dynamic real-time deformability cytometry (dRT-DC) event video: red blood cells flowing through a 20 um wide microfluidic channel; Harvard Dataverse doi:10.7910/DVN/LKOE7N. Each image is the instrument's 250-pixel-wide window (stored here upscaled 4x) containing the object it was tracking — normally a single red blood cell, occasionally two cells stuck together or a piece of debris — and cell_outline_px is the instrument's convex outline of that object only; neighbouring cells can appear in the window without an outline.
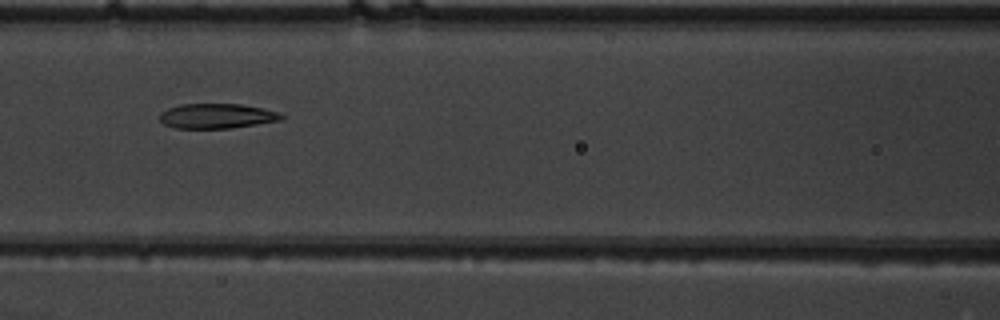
{"species": "common noctule bat (a hibernating species)", "species_latin": "Nyctalus noctula", "temperature_condition": "warm", "stored_images_in_passage": 6, "segment_of_instrument_passage": [1, 2], "camera_frame_rate_fps": 3000, "um_per_image_px": 0.085, "animal": {"sex": "male", "body_mass_g": 19.5, "forearm_length_mm": 54.6}, "frame": {"image": 1, "passage_image": 4, "time_ms": 1.0, "image_size_px": [1000, 320], "cell_outline_px": [[284, 116], [280, 120], [232, 128], [176, 128], [164, 124], [160, 120], [160, 112], [168, 108], [180, 104], [240, 104], [280, 112]], "centroid_in_image_um": [18.4, 9.86], "position_along_channel_um": 148.2, "area_um2": 17.51}}
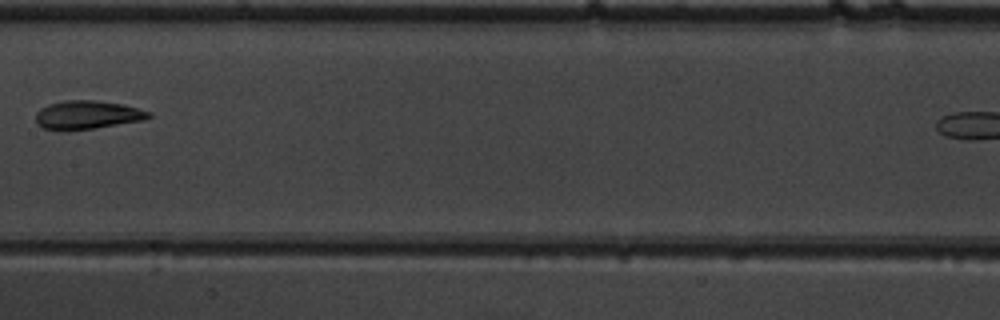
{"frame": {"image": 2, "passage_image": 5, "time_ms": 1.333, "image_size_px": [1000, 320], "cell_outline_px": [[152, 116], [144, 120], [92, 128], [60, 132], [44, 128], [36, 124], [36, 112], [40, 108], [48, 104], [64, 100], [96, 100], [124, 104], [152, 112]], "centroid_in_image_um": [7.39, 9.77], "position_along_channel_um": 200.0, "area_um2": 19.07}}